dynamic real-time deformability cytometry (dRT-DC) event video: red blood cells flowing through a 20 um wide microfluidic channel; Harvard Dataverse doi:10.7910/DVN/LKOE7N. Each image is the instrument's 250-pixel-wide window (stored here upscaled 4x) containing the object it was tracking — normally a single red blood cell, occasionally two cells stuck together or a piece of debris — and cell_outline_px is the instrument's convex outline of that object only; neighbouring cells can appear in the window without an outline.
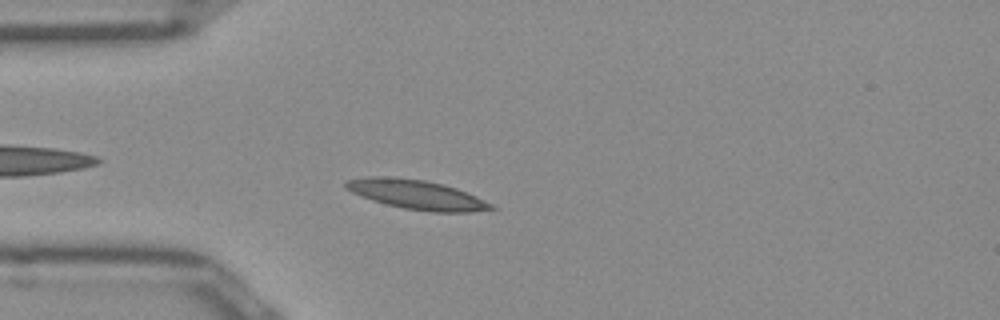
{"species": "Egyptian fruit bat (a non-hibernating species)", "species_latin": "Rousettus aegyptiacus", "temperature_condition": "room temperature", "stored_images_in_passage": 49, "camera_frame_rate_fps": 3000, "um_per_image_px": 0.085, "frame": {"image": 1, "passage_image": 11, "time_ms": 3.333, "image_size_px": [1000, 320], "cell_outline_px": [[496, 208], [472, 212], [428, 212], [404, 208], [372, 200], [360, 196], [344, 188], [344, 180], [368, 176], [380, 176], [424, 180], [456, 188], [476, 196], [492, 204]], "centroid_in_image_um": [35.37, 16.54], "position_along_channel_um": 49.6, "area_um2": 24.68}}
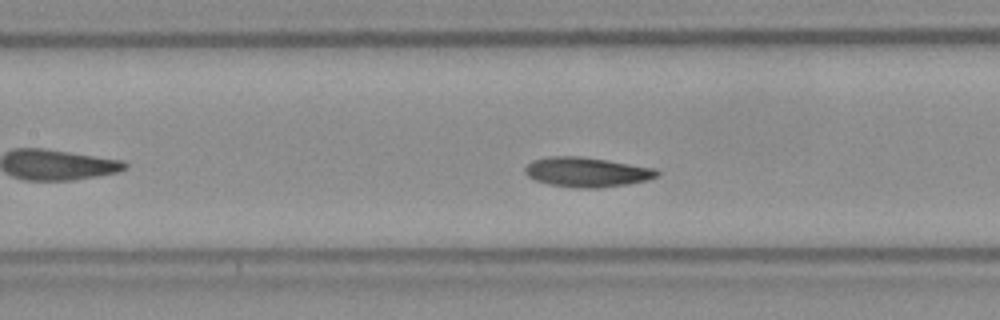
{"frame": {"image": 2, "passage_image": 20, "time_ms": 6.333, "image_size_px": [1000, 320], "cell_outline_px": [[660, 172], [656, 176], [648, 180], [628, 184], [600, 188], [576, 188], [548, 184], [536, 180], [528, 176], [524, 172], [524, 168], [532, 160], [556, 156], [580, 156], [656, 168]], "centroid_in_image_um": [49.88, 14.63], "position_along_channel_um": 157.5, "area_um2": 22.77}}
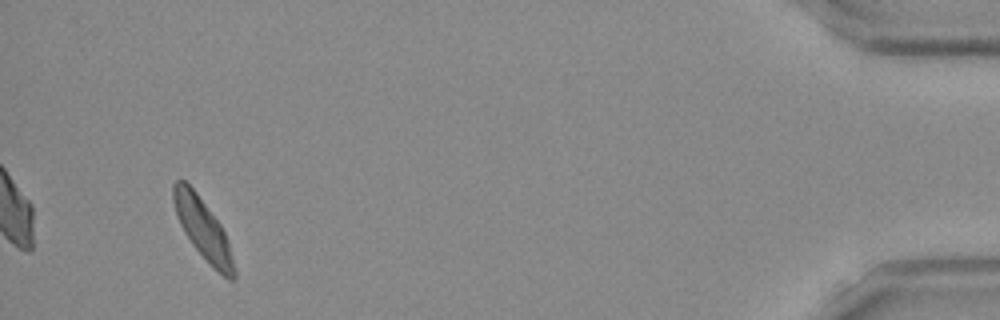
{"frame": {"image": 3, "passage_image": 46, "time_ms": 15.0, "image_size_px": [1000, 320], "cell_outline_px": [[236, 276], [232, 280], [228, 280], [192, 244], [184, 232], [180, 224], [172, 200], [172, 184], [176, 180], [184, 180], [196, 192], [220, 224], [228, 240], [236, 272]], "centroid_in_image_um": [17.23, 19.42], "position_along_channel_um": 418.0, "area_um2": 20.81}, "authors_computed_cell_mechanics": {"area_um2": 22.0218, "velocity_mm_per_s": 3.9104, "shape_relaxation_time_tau1_ms": 6.745, "shape_relaxation_time_tau2_ms": 3.6667, "deformation_change_tau1": 0.1515, "deformation_change_tau2": 0.0866}}